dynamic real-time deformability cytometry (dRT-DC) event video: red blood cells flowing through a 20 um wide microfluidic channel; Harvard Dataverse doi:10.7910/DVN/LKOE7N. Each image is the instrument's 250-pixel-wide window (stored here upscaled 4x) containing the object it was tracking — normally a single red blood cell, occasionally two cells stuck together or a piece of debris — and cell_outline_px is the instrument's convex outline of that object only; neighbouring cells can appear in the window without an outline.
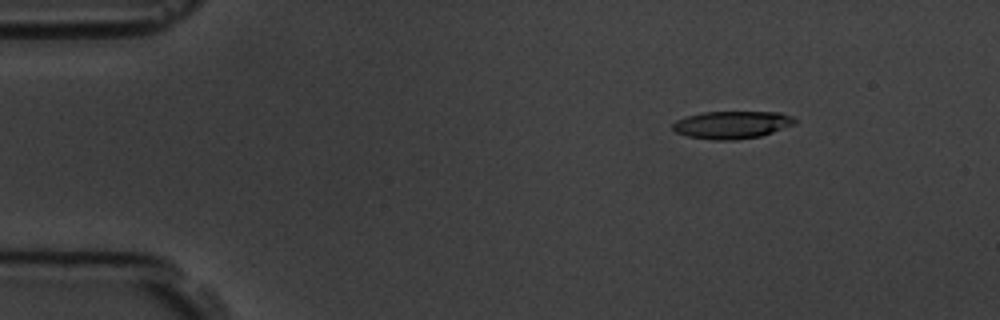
{"species": "common noctule bat (a hibernating species)", "species_latin": "Nyctalus noctula", "temperature_condition": "room temperature", "stored_images_in_passage": 5, "camera_frame_rate_fps": 3000, "um_per_image_px": 0.085, "animal": {"sex": "male", "body_mass_g": 19.5, "forearm_length_mm": 54.6}, "frame": {"image": 1, "passage_image": 3, "time_ms": 2.333, "image_size_px": [1000, 320], "cell_outline_px": [[796, 124], [760, 136], [732, 140], [712, 140], [688, 136], [676, 132], [672, 128], [672, 124], [676, 120], [688, 116], [704, 112], [780, 112], [792, 116], [796, 120]], "centroid_in_image_um": [62.22, 10.6], "position_along_channel_um": 22.8, "area_um2": 19.54}}